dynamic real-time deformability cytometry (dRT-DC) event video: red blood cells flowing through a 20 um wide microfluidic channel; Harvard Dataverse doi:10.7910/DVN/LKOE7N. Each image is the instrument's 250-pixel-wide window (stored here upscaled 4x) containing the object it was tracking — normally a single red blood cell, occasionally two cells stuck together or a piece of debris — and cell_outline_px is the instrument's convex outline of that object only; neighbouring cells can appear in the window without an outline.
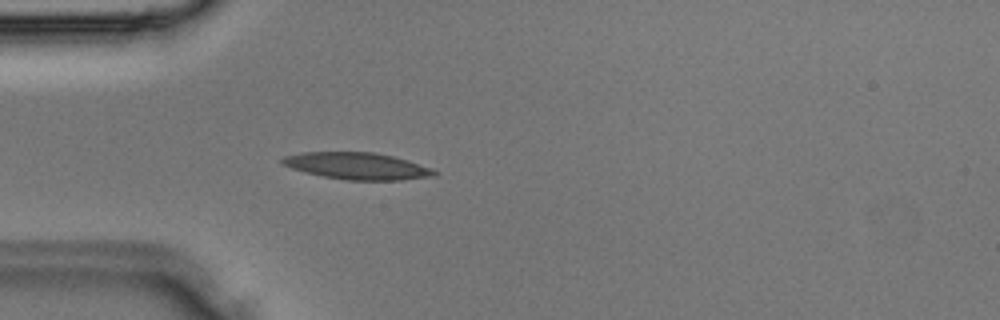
{"species": "Egyptian fruit bat (a non-hibernating species)", "species_latin": "Rousettus aegyptiacus", "temperature_condition": "room temperature", "stored_images_in_passage": 25, "camera_frame_rate_fps": 3000, "um_per_image_px": 0.085, "animal": {"sex": "male"}, "frame": {"image": 1, "passage_image": 1, "time_ms": 0.0, "image_size_px": [1000, 320], "cell_outline_px": [[440, 172], [436, 176], [400, 180], [344, 180], [304, 172], [280, 164], [280, 160], [284, 156], [304, 152], [372, 152], [392, 156], [408, 160], [432, 168]], "centroid_in_image_um": [30.38, 14.11], "position_along_channel_um": 54.6, "area_um2": 23.87}}
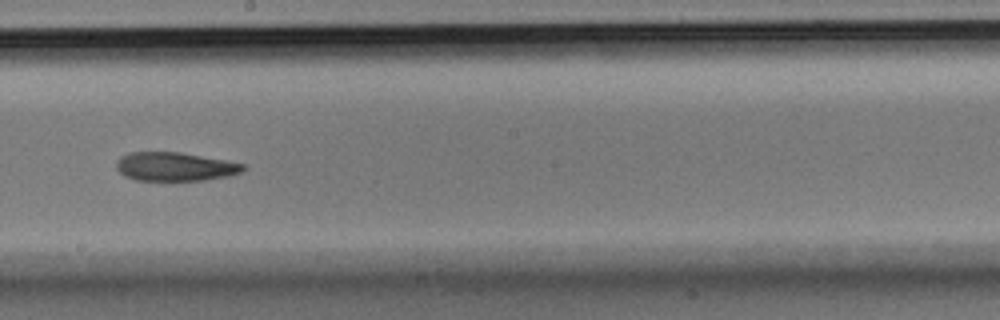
{"frame": {"image": 2, "passage_image": 11, "time_ms": 3.333, "image_size_px": [1000, 320], "cell_outline_px": [[248, 164], [240, 172], [228, 176], [204, 180], [136, 180], [124, 176], [116, 168], [116, 160], [120, 156], [128, 152], [180, 152]], "centroid_in_image_um": [14.85, 14.15], "position_along_channel_um": 233.4, "area_um2": 21.27}}
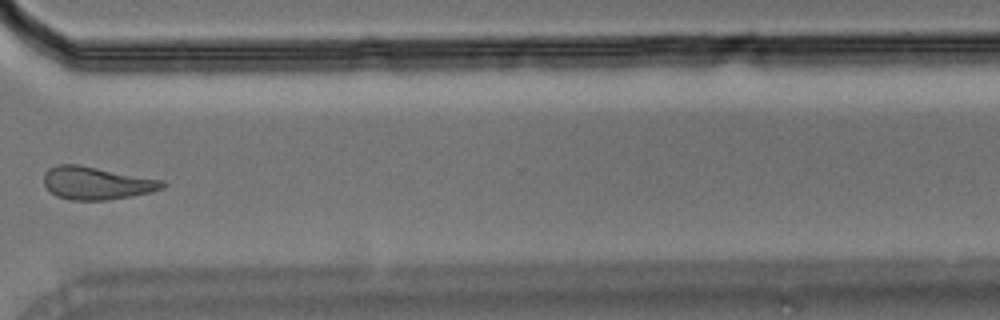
{"frame": {"image": 3, "passage_image": 18, "time_ms": 5.667, "image_size_px": [1000, 320], "cell_outline_px": [[164, 188], [132, 196], [108, 200], [68, 200], [56, 196], [44, 184], [44, 172], [48, 168], [56, 164], [76, 164], [164, 180]], "centroid_in_image_um": [8.17, 15.56], "position_along_channel_um": 362.4, "area_um2": 22.6}}